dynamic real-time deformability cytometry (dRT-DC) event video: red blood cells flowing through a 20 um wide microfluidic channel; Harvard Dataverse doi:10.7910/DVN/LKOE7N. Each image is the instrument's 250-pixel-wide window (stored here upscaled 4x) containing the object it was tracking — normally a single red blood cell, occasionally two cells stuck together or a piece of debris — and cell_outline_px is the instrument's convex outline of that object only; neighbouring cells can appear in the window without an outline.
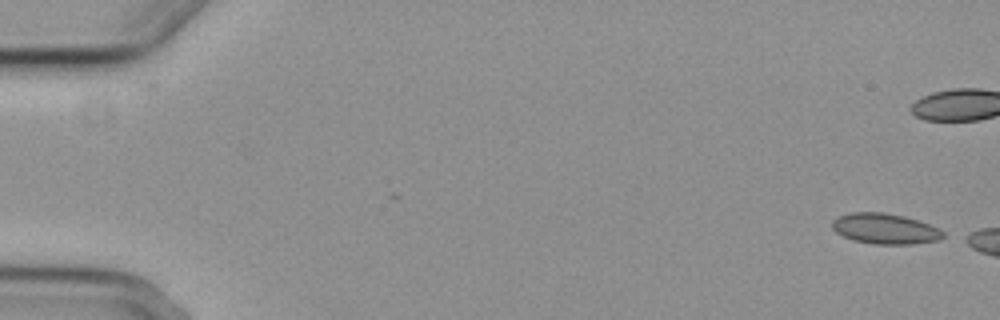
{"species": "common noctule bat (a hibernating species)", "species_latin": "Nyctalus noctula", "temperature_condition": "cold", "stored_images_in_passage": 4, "camera_frame_rate_fps": 3000, "um_per_image_px": 0.085, "animal": {"sex": "female", "body_mass_g": 29.2, "forearm_length_mm": 56.3}, "frame": {"image": 1, "passage_image": 1, "time_ms": 0.0, "image_size_px": [1000, 320], "cell_outline_px": [[944, 236], [940, 240], [912, 244], [876, 244], [856, 240], [844, 236], [836, 232], [832, 228], [832, 220], [836, 216], [852, 212], [884, 212], [904, 216], [940, 228], [944, 232]], "centroid_in_image_um": [75.23, 19.43], "position_along_channel_um": 9.8, "area_um2": 19.71}}